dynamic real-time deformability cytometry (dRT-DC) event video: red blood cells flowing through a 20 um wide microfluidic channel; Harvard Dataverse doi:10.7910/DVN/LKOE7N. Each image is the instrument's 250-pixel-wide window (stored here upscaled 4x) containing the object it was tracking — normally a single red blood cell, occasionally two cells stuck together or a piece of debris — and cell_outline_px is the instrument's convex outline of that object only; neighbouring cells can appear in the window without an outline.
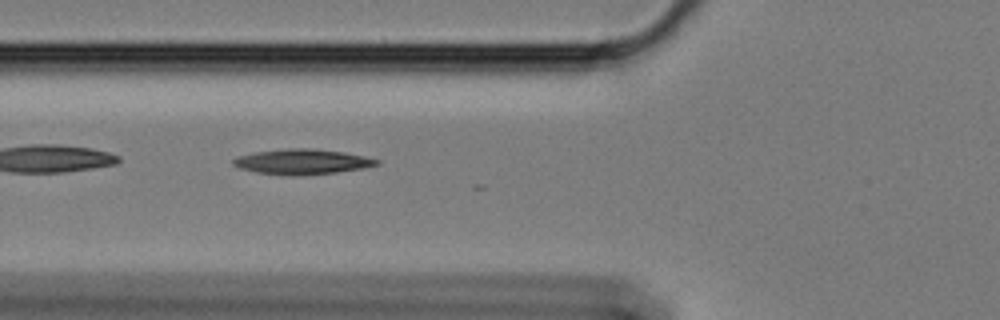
{"species": "Egyptian fruit bat (a non-hibernating species)", "species_latin": "Rousettus aegyptiacus", "temperature_condition": "cold", "stored_images_in_passage": 17, "camera_frame_rate_fps": 3000, "um_per_image_px": 0.085, "animal": {"sex": "female"}, "frame": {"image": 1, "passage_image": 5, "time_ms": 1.333, "image_size_px": [1000, 320], "cell_outline_px": [[380, 164], [364, 168], [336, 172], [296, 176], [288, 176], [256, 172], [240, 168], [232, 164], [232, 160], [236, 156], [256, 152], [288, 148], [316, 148], [344, 152], [364, 156], [380, 160]], "centroid_in_image_um": [25.68, 13.74], "position_along_channel_um": 100.1, "area_um2": 21.21}}
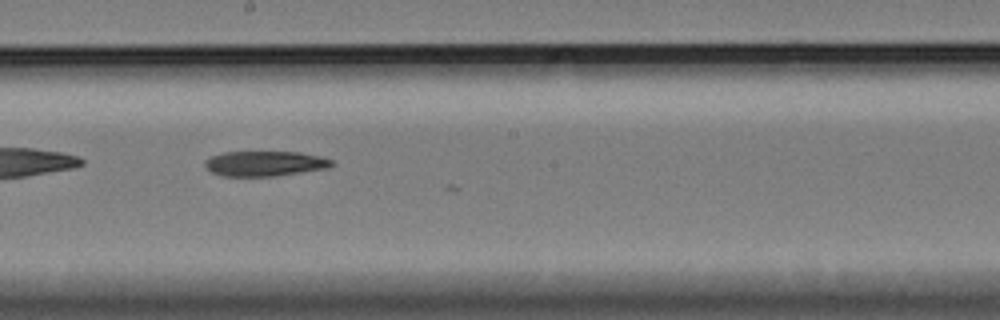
{"frame": {"image": 2, "passage_image": 16, "time_ms": 5.0, "image_size_px": [1000, 320], "cell_outline_px": [[336, 164], [328, 168], [272, 176], [220, 176], [212, 172], [204, 164], [204, 160], [212, 156], [224, 152], [300, 152], [320, 156], [332, 160]], "centroid_in_image_um": [22.52, 13.9], "position_along_channel_um": 225.7, "area_um2": 18.5}}